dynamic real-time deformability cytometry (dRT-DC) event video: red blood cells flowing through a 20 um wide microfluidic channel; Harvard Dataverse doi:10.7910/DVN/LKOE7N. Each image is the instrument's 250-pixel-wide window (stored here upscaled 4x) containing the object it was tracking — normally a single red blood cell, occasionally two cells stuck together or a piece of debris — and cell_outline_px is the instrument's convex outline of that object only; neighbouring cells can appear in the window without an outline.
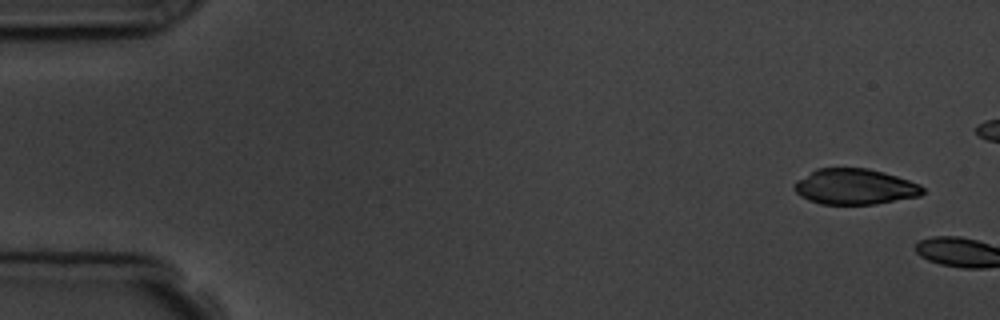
{"species": "common noctule bat (a hibernating species)", "species_latin": "Nyctalus noctula", "temperature_condition": "room temperature", "stored_images_in_passage": 2, "camera_frame_rate_fps": 3000, "um_per_image_px": 0.085, "animal": {"sex": "male", "body_mass_g": 19.5, "forearm_length_mm": 54.6}, "frame": {"image": 1, "passage_image": 1, "time_ms": 0.0, "image_size_px": [1000, 320], "cell_outline_px": [[924, 192], [920, 196], [876, 204], [820, 204], [808, 200], [800, 196], [792, 188], [792, 184], [796, 180], [816, 168], [868, 168], [884, 172], [920, 184], [924, 188]], "centroid_in_image_um": [72.63, 15.87], "position_along_channel_um": 12.4, "area_um2": 26.93}}